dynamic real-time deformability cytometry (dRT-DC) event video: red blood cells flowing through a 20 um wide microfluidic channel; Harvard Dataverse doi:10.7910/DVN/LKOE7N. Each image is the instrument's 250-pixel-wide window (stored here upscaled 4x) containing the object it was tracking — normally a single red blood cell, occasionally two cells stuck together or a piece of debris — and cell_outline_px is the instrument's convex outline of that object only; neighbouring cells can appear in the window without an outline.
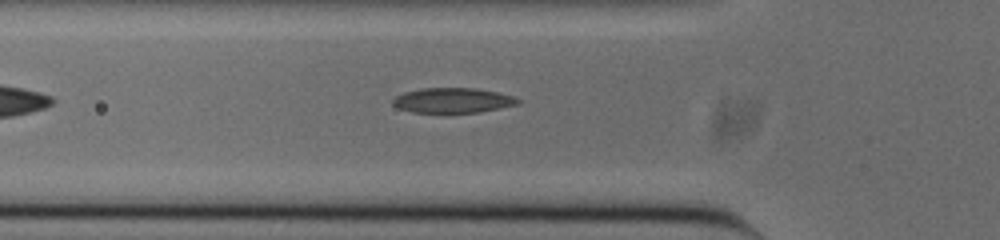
{"species": "common noctule bat (a hibernating species)", "species_latin": "Nyctalus noctula", "temperature_condition": "cold", "stored_images_in_passage": 29, "camera_frame_rate_fps": 3000, "um_per_image_px": 0.085, "animal": {"sex": "male", "body_mass_g": 20.0, "forearm_length_mm": 53.3}, "frame": {"image": 1, "passage_image": 2, "time_ms": 0.333, "image_size_px": [1000, 240], "cell_outline_px": [[520, 104], [480, 112], [412, 112], [400, 108], [392, 104], [392, 100], [396, 96], [404, 92], [420, 88], [476, 88], [496, 92], [512, 96], [520, 100]], "centroid_in_image_um": [38.48, 8.52], "position_along_channel_um": 87.3, "area_um2": 18.09}}
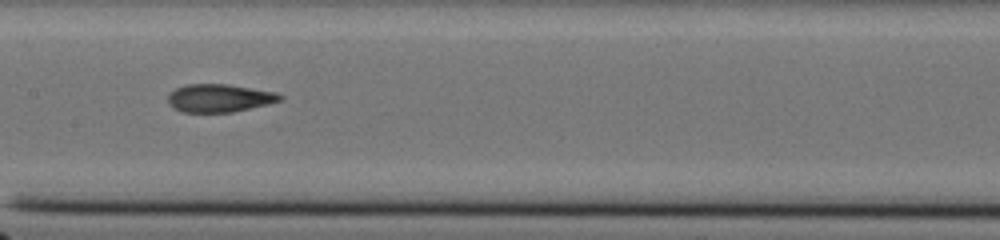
{"frame": {"image": 2, "passage_image": 10, "time_ms": 3.0, "image_size_px": [1000, 240], "cell_outline_px": [[284, 100], [268, 104], [232, 112], [184, 112], [168, 104], [168, 92], [176, 88], [188, 84], [228, 84], [276, 92], [284, 96]], "centroid_in_image_um": [18.67, 8.33], "position_along_channel_um": 188.7, "area_um2": 18.32}}
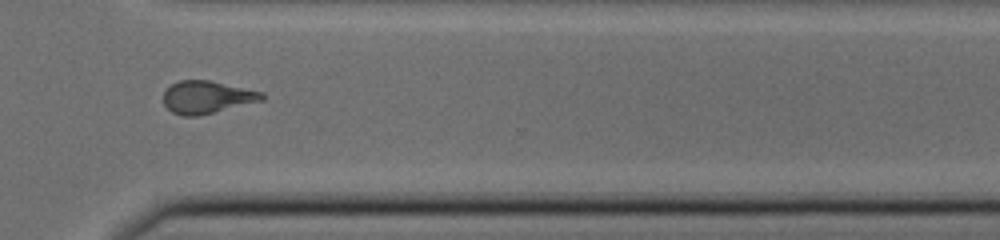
{"frame": {"image": 3, "passage_image": 23, "time_ms": 7.333, "image_size_px": [1000, 240], "cell_outline_px": [[268, 96], [264, 100], [196, 116], [184, 116], [172, 112], [164, 104], [164, 92], [172, 84], [180, 80], [208, 80], [264, 92]], "centroid_in_image_um": [17.63, 8.25], "position_along_channel_um": 353.0, "area_um2": 18.55}}